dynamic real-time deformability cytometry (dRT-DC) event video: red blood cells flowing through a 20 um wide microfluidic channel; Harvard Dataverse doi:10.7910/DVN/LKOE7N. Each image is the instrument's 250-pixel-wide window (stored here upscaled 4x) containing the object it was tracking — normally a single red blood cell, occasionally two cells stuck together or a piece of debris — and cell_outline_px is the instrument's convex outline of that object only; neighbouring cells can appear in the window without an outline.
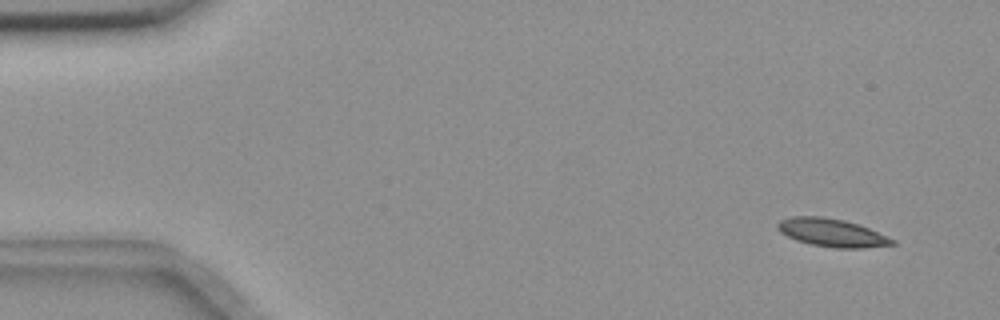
{"species": "common noctule bat (a hibernating species)", "species_latin": "Nyctalus noctula", "temperature_condition": "room temperature", "stored_images_in_passage": 53, "camera_frame_rate_fps": 3000, "um_per_image_px": 0.085, "animal": {"sex": "female", "body_mass_g": 18.4}, "frame": {"image": 1, "passage_image": 1, "time_ms": 0.0, "image_size_px": [1000, 320], "cell_outline_px": [[896, 244], [860, 248], [836, 248], [812, 244], [796, 240], [780, 232], [776, 228], [776, 224], [780, 220], [792, 216], [824, 216], [844, 220], [868, 228], [896, 240]], "centroid_in_image_um": [70.68, 19.77], "position_along_channel_um": 14.3, "area_um2": 18.61}}
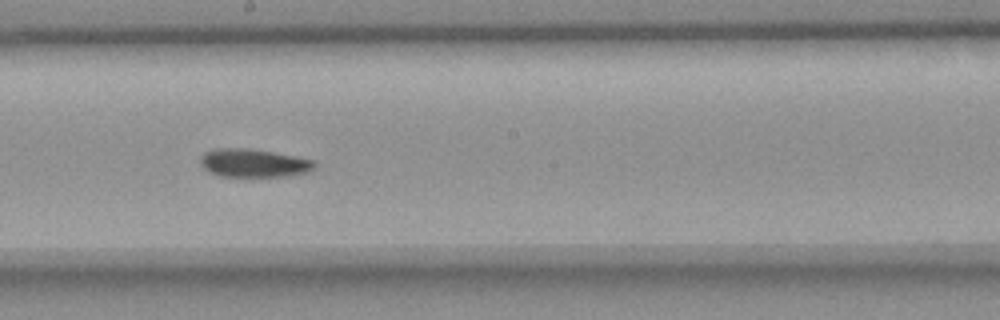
{"frame": {"image": 2, "passage_image": 28, "time_ms": 9.0, "image_size_px": [1000, 320], "cell_outline_px": [[316, 164], [308, 172], [284, 176], [220, 176], [204, 168], [200, 164], [200, 156], [204, 152], [212, 148], [252, 148], [296, 156], [316, 160]], "centroid_in_image_um": [21.55, 13.83], "position_along_channel_um": 226.7, "area_um2": 18.9}}
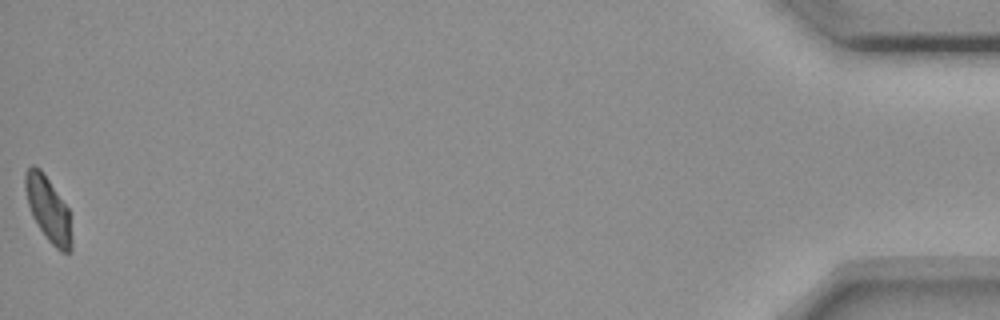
{"frame": {"image": 3, "passage_image": 53, "time_ms": 17.333, "image_size_px": [1000, 320], "cell_outline_px": [[72, 248], [68, 252], [60, 252], [48, 240], [32, 216], [28, 204], [24, 188], [24, 172], [32, 164], [40, 168], [68, 208], [72, 236]], "centroid_in_image_um": [4.09, 17.77], "position_along_channel_um": 431.1, "area_um2": 17.46}}